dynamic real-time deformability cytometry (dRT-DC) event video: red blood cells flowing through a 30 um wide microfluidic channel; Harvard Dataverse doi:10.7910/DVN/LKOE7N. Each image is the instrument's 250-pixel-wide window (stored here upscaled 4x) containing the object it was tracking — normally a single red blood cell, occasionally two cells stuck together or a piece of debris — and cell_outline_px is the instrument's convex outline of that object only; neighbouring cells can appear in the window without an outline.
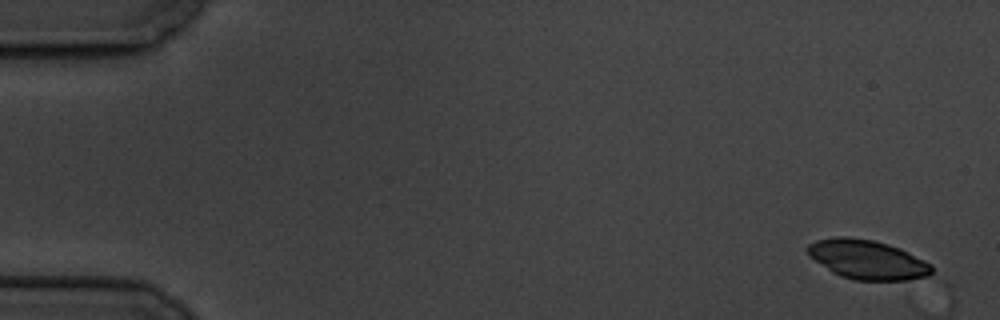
{"species": "common noctule bat (a hibernating species)", "species_latin": "Nyctalus noctula", "temperature_condition": "cold", "stored_images_in_passage": 7, "camera_frame_rate_fps": 3000, "um_per_image_px": 0.085, "animal": {"sex": "male", "body_mass_g": 19.5, "forearm_length_mm": 54.6}, "frame": {"image": 1, "passage_image": 1, "time_ms": 0.0, "image_size_px": [1000, 320], "cell_outline_px": [[936, 276], [908, 280], [852, 280], [840, 276], [832, 272], [808, 256], [808, 244], [816, 240], [836, 236], [844, 236], [872, 240], [888, 244], [900, 248], [932, 264]], "centroid_in_image_um": [73.78, 22.08], "position_along_channel_um": 11.2, "area_um2": 28.78}}